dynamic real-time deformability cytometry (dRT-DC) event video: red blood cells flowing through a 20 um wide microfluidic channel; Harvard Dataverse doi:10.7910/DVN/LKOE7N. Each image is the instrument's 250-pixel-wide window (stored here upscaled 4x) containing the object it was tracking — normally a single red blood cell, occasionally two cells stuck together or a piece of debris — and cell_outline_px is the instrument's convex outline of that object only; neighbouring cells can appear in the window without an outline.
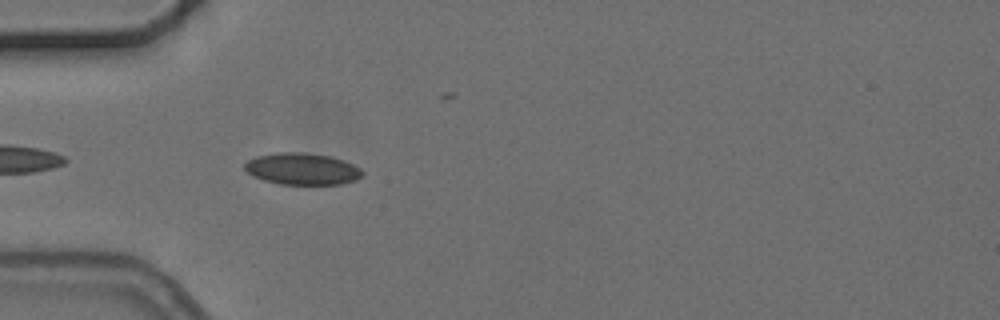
{"species": "common noctule bat (a hibernating species)", "species_latin": "Nyctalus noctula", "temperature_condition": "cold", "stored_images_in_passage": 5, "camera_frame_rate_fps": 3000, "um_per_image_px": 0.085, "animal": {"sex": "female", "body_mass_g": 24.6, "forearm_length_mm": 56.2}, "frame": {"image": 1, "passage_image": 5, "time_ms": 5.0, "image_size_px": [1000, 320], "cell_outline_px": [[364, 172], [356, 180], [340, 184], [280, 184], [264, 180], [252, 176], [244, 168], [244, 164], [248, 160], [256, 156], [276, 152], [304, 152], [332, 156], [344, 160], [360, 168]], "centroid_in_image_um": [25.68, 14.34], "position_along_channel_um": 59.3, "area_um2": 21.85}}